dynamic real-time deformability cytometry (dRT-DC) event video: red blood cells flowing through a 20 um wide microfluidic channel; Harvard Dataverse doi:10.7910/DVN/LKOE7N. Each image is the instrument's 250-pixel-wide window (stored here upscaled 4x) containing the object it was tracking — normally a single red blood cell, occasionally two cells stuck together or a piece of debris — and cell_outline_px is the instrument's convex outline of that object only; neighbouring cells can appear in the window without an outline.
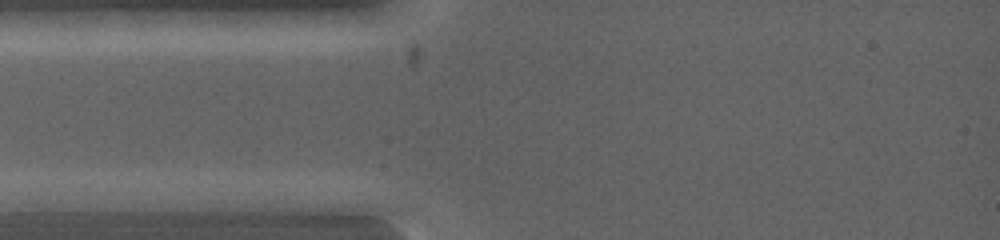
{"species": "common noctule bat (a hibernating species)", "species_latin": "Nyctalus noctula", "temperature_condition": "warm", "stored_images_in_passage": 5, "camera_frame_rate_fps": 5000, "um_per_image_px": 0.085, "animal": {"sex": "female", "body_mass_g": 19.0, "forearm_length_mm": 53.3}, "frame": {"image": 1, "passage_image": 2, "time_ms": 0.4, "image_size_px": [1000, 240], "cell_outline_px": [[124, 200], [112, 212], [16, 212], [16, 204], [20, 200], [84, 192], [112, 192]], "centroid_in_image_um": [6.12, 17.27], "position_along_channel_um": 78.9, "area_um2": 12.6}}